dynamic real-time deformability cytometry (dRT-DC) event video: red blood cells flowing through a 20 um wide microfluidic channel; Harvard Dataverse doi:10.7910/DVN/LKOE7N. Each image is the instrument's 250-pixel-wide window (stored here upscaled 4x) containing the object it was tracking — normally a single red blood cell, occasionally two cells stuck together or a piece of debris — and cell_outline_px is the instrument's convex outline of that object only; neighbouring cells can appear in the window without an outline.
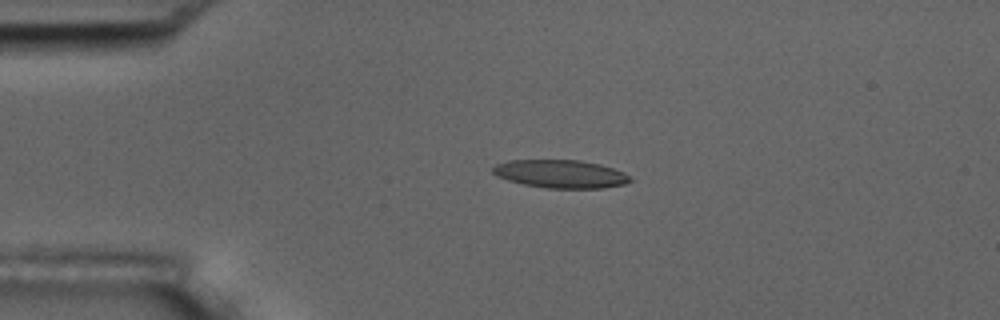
{"species": "common noctule bat (a hibernating species)", "species_latin": "Nyctalus noctula", "temperature_condition": "room temperature", "stored_images_in_passage": 5, "camera_frame_rate_fps": 3000, "um_per_image_px": 0.085, "animal": {"sex": "male", "body_mass_g": 17.5, "forearm_length_mm": 52.3}, "frame": {"image": 1, "passage_image": 4, "time_ms": 3.333, "image_size_px": [1000, 320], "cell_outline_px": [[632, 180], [624, 184], [604, 188], [548, 188], [524, 184], [508, 180], [496, 176], [492, 172], [492, 168], [496, 164], [508, 160], [580, 160], [600, 164], [624, 172]], "centroid_in_image_um": [47.63, 14.78], "position_along_channel_um": 37.4, "area_um2": 22.43}}